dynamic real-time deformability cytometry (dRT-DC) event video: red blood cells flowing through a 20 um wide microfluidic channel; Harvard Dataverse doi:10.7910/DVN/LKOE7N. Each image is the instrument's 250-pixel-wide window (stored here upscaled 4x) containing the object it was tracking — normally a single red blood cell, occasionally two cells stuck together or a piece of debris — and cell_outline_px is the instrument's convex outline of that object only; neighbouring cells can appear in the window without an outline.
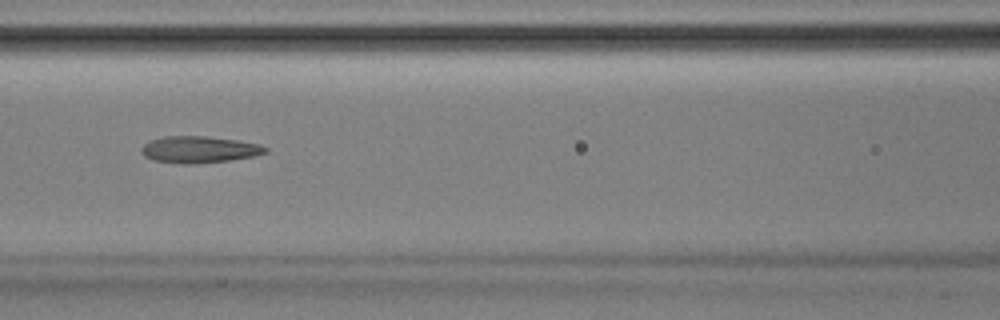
{"species": "Egyptian fruit bat (a non-hibernating species)", "species_latin": "Rousettus aegyptiacus", "temperature_condition": "room temperature", "stored_images_in_passage": 51, "camera_frame_rate_fps": 3000, "um_per_image_px": 0.085, "animal": {"sex": "male"}, "frame": {"image": 1, "passage_image": 22, "time_ms": 7.0, "image_size_px": [1000, 320], "cell_outline_px": [[268, 152], [252, 156], [228, 160], [192, 164], [180, 164], [152, 160], [144, 156], [140, 152], [140, 148], [144, 144], [152, 140], [164, 136], [204, 136], [236, 140], [260, 144], [268, 148]], "centroid_in_image_um": [16.89, 12.71], "position_along_channel_um": 149.7, "area_um2": 19.25}, "authors_computed_cell_mechanics": {"area_um2": 19.1896, "velocity_mm_per_s": 3.9052, "shape_relaxation_time_tau1_ms": 5.672, "shape_relaxation_time_tau2_ms": 2.6797, "deformation_change_tau1": 0.1664, "deformation_change_tau2": 0.137}}